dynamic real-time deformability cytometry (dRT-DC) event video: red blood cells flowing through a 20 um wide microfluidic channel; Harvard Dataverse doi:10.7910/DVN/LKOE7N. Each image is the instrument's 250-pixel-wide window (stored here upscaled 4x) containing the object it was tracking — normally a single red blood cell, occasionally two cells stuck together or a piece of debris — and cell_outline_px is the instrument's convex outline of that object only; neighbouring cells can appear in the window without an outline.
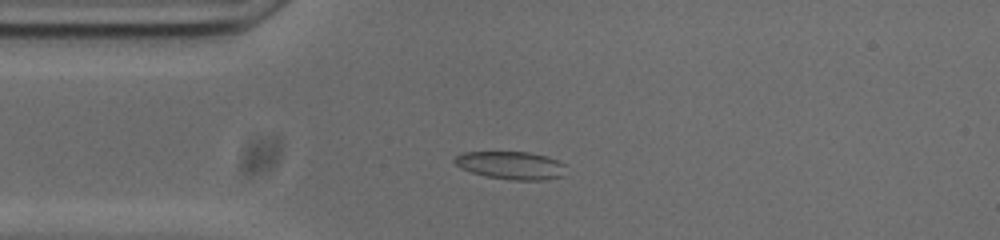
{"species": "common noctule bat (a hibernating species)", "species_latin": "Nyctalus noctula", "temperature_condition": "cold", "stored_images_in_passage": 45, "camera_frame_rate_fps": 3000, "um_per_image_px": 0.085, "animal": {"sex": "male", "body_mass_g": 20.0, "forearm_length_mm": 53.3}, "frame": {"image": 1, "passage_image": 3, "time_ms": 0.667, "image_size_px": [1000, 240], "cell_outline_px": [[564, 176], [544, 180], [512, 180], [484, 176], [460, 168], [452, 160], [456, 156], [464, 152], [528, 152], [548, 156], [564, 164]], "centroid_in_image_um": [43.43, 14.06], "position_along_channel_um": 41.6, "area_um2": 18.15}}
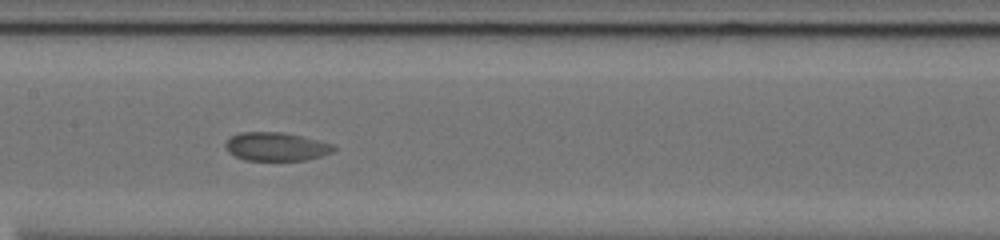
{"frame": {"image": 2, "passage_image": 16, "time_ms": 5.0, "image_size_px": [1000, 240], "cell_outline_px": [[336, 148], [332, 152], [308, 160], [244, 160], [228, 152], [224, 148], [224, 144], [232, 136], [240, 132], [284, 132], [332, 144]], "centroid_in_image_um": [23.44, 12.46], "position_along_channel_um": 184.0, "area_um2": 17.86}}
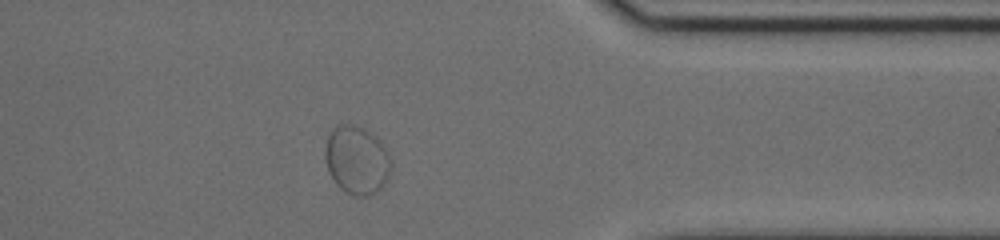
{"frame": {"image": 3, "passage_image": 34, "time_ms": 11.0, "image_size_px": [1000, 240], "cell_outline_px": [[392, 164], [388, 176], [384, 184], [372, 196], [352, 196], [340, 188], [336, 184], [328, 172], [324, 156], [324, 152], [328, 136], [340, 124], [352, 124], [364, 128], [372, 132], [380, 140], [388, 152], [392, 160]], "centroid_in_image_um": [30.34, 13.62], "position_along_channel_um": 381.1, "area_um2": 26.53}}